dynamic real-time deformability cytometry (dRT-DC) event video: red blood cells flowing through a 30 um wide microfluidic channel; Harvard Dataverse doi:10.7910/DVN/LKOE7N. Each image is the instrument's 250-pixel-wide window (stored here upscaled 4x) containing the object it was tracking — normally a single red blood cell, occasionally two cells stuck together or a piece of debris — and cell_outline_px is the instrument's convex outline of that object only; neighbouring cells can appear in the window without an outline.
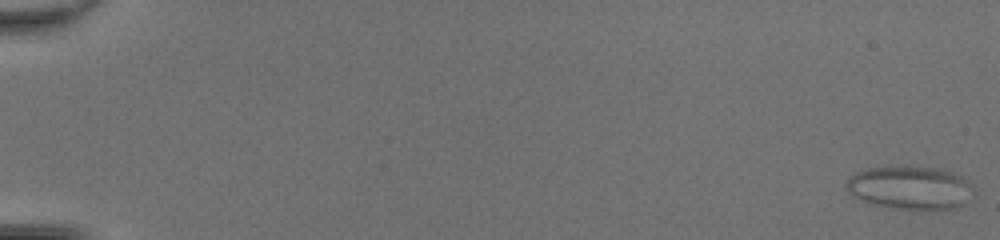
{"species": "common noctule bat (a hibernating species)", "species_latin": "Nyctalus noctula", "temperature_condition": "room temperature", "stored_images_in_passage": 50, "camera_frame_rate_fps": 3000, "um_per_image_px": 0.085, "animal": {"sex": "female", "body_mass_g": 20.0, "forearm_length_mm": 54.0}, "frame": {"image": 1, "passage_image": 1, "time_ms": 0.0, "image_size_px": [1000, 240], "cell_outline_px": [[976, 192], [964, 204], [956, 208], [888, 208], [868, 204], [852, 196], [848, 192], [844, 184], [848, 176], [856, 172], [868, 168], [904, 164], [936, 168], [952, 172], [968, 180], [972, 184]], "centroid_in_image_um": [77.32, 15.92], "position_along_channel_um": 7.7, "area_um2": 32.95}}
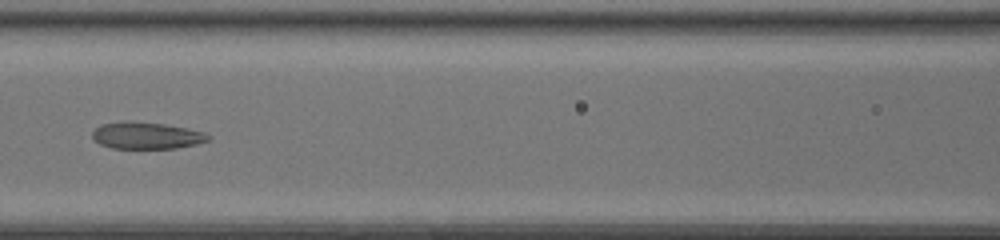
{"frame": {"image": 2, "passage_image": 25, "time_ms": 8.0, "image_size_px": [1000, 240], "cell_outline_px": [[212, 136], [208, 140], [196, 144], [176, 148], [112, 148], [100, 144], [92, 140], [92, 132], [100, 124], [124, 120], [132, 120], [164, 124], [204, 132]], "centroid_in_image_um": [12.4, 11.51], "position_along_channel_um": 154.2, "area_um2": 18.26}}
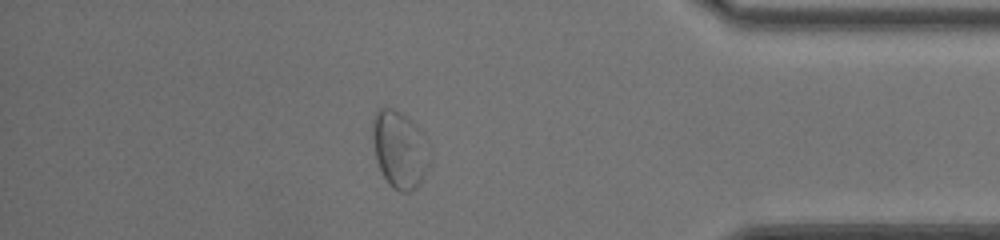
{"frame": {"image": 3, "passage_image": 44, "time_ms": 14.333, "image_size_px": [1000, 240], "cell_outline_px": [[432, 160], [420, 184], [416, 188], [408, 192], [400, 192], [392, 188], [388, 184], [376, 160], [372, 136], [372, 120], [376, 112], [384, 104], [408, 116], [424, 132], [428, 140], [432, 152]], "centroid_in_image_um": [34.02, 12.68], "position_along_channel_um": 401.2, "area_um2": 26.76}, "authors_computed_cell_mechanics": {"area_um2": 23.9581, "velocity_mm_per_s": 4.3147, "shape_relaxation_time_tau1_ms": null, "shape_relaxation_time_tau2_ms": 1.3852, "deformation_change_tau1": null, "deformation_change_tau2": 0.0846}}